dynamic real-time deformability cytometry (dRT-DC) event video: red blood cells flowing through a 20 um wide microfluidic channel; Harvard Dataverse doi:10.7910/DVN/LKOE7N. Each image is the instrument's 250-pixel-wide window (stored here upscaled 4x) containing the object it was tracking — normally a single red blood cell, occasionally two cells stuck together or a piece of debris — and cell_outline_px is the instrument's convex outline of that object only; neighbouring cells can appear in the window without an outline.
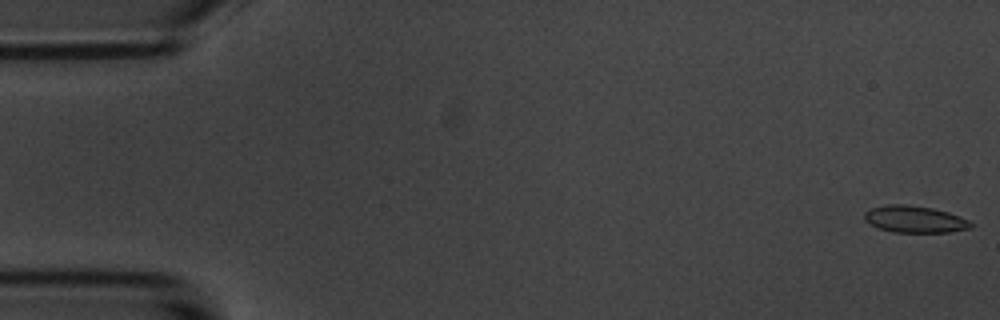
{"species": "common noctule bat (a hibernating species)", "species_latin": "Nyctalus noctula", "temperature_condition": "room temperature", "stored_images_in_passage": 56, "camera_frame_rate_fps": 3000, "um_per_image_px": 0.085, "animal": {"sex": "male", "body_mass_g": 20.1, "forearm_length_mm": 53.5}, "frame": {"image": 1, "passage_image": 1, "time_ms": 0.0, "image_size_px": [1000, 320], "cell_outline_px": [[972, 228], [948, 232], [892, 232], [880, 228], [864, 220], [864, 212], [872, 208], [888, 204], [904, 204], [932, 208], [948, 212], [960, 216], [968, 220], [972, 224]], "centroid_in_image_um": [77.76, 18.63], "position_along_channel_um": 7.2, "area_um2": 16.53}}
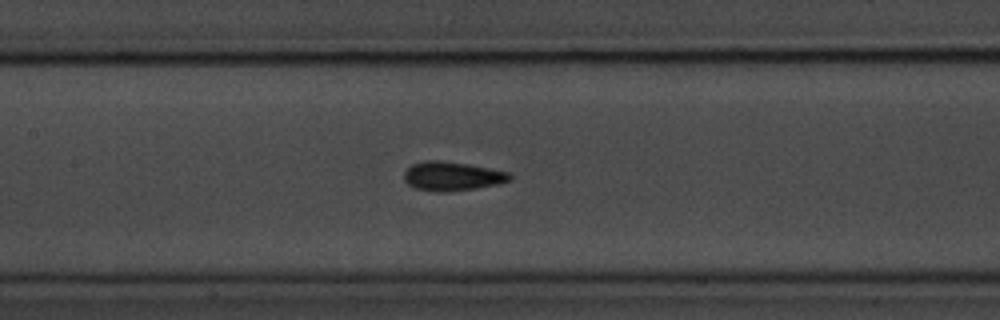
{"frame": {"image": 2, "passage_image": 26, "time_ms": 8.333, "image_size_px": [1000, 320], "cell_outline_px": [[512, 180], [496, 184], [476, 188], [448, 192], [436, 192], [416, 188], [408, 184], [404, 180], [404, 172], [412, 164], [424, 160], [440, 160], [468, 164], [508, 172], [512, 176]], "centroid_in_image_um": [38.41, 14.97], "position_along_channel_um": 169.0, "area_um2": 17.86}}
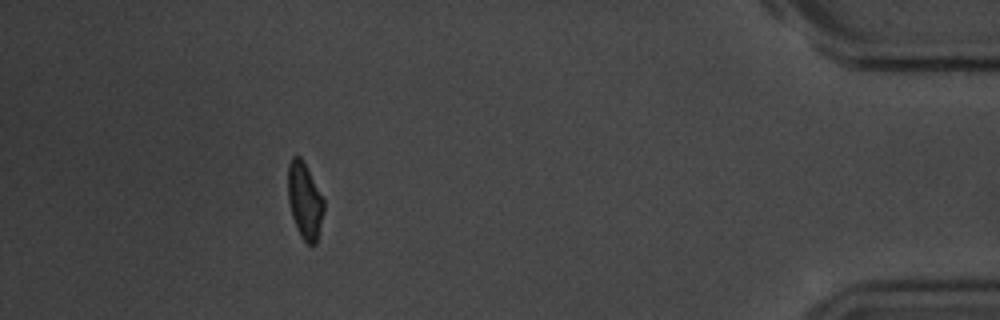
{"frame": {"image": 3, "passage_image": 51, "time_ms": 16.667, "image_size_px": [1000, 320], "cell_outline_px": [[324, 212], [316, 244], [308, 244], [300, 236], [296, 228], [292, 216], [288, 200], [288, 164], [292, 156], [300, 156], [304, 160], [324, 200]], "centroid_in_image_um": [25.9, 17.04], "position_along_channel_um": 409.3, "area_um2": 16.07}, "authors_computed_cell_mechanics": {"area_um2": 16.7909, "velocity_mm_per_s": 3.5671, "shape_relaxation_time_tau1_ms": 2.8415, "shape_relaxation_time_tau2_ms": 1.3281, "deformation_change_tau1": 0.11, "deformation_change_tau2": 0.0534}}